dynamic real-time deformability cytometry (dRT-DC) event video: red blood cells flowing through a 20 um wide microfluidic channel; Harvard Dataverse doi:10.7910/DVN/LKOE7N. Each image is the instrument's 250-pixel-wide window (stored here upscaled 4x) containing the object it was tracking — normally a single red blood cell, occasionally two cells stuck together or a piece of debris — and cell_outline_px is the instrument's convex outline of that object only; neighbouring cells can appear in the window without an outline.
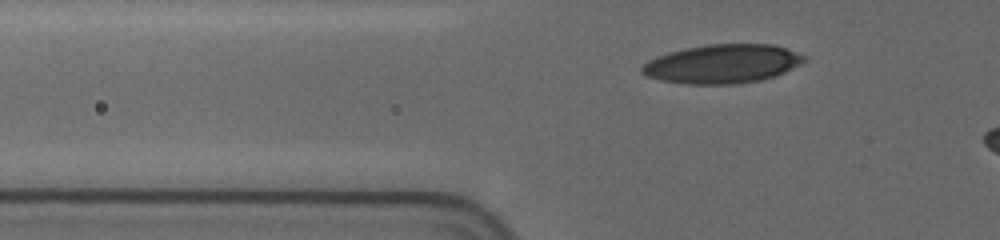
{"species": "human", "species_latin": "Homo sapiens", "temperature_condition": "cold", "stored_images_in_passage": 41, "camera_frame_rate_fps": 3000, "um_per_image_px": 0.085, "donor": {"sex": "female"}, "frame": {"image": 1, "passage_image": 3, "time_ms": 0.667, "image_size_px": [1000, 240], "cell_outline_px": [[808, 60], [776, 76], [760, 80], [732, 84], [684, 84], [660, 80], [648, 76], [640, 72], [640, 68], [648, 60], [656, 56], [668, 52], [684, 48], [708, 44], [772, 44], [808, 56]], "centroid_in_image_um": [61.4, 5.42], "position_along_channel_um": 64.4, "area_um2": 36.88}}
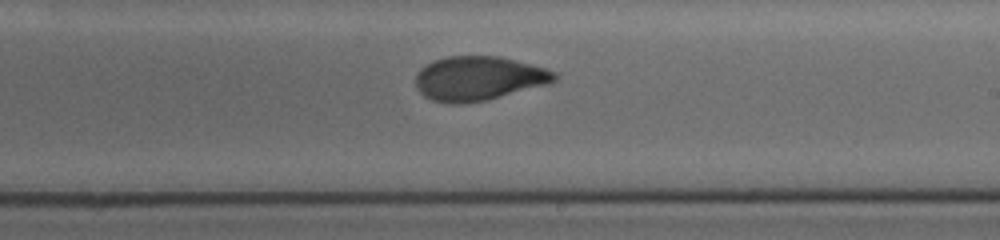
{"frame": {"image": 2, "passage_image": 23, "time_ms": 6.0, "image_size_px": [1000, 240], "cell_outline_px": [[560, 76], [556, 80], [544, 84], [484, 100], [460, 104], [452, 104], [432, 100], [424, 96], [416, 88], [416, 76], [420, 68], [436, 60], [448, 56], [500, 56], [544, 68], [556, 72]], "centroid_in_image_um": [40.64, 6.66], "position_along_channel_um": 248.4, "area_um2": 35.2}}
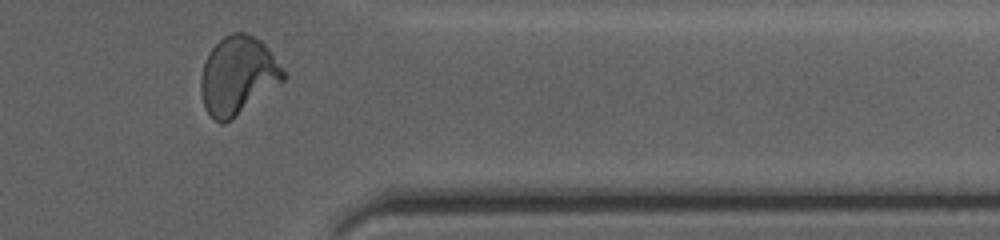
{"frame": {"image": 3, "passage_image": 38, "time_ms": 10.0, "image_size_px": [1000, 240], "cell_outline_px": [[288, 76], [284, 80], [232, 120], [224, 124], [220, 124], [204, 108], [200, 92], [200, 80], [204, 64], [212, 48], [224, 36], [232, 32], [244, 32], [260, 40], [268, 48]], "centroid_in_image_um": [20.21, 6.44], "position_along_channel_um": 391.2, "area_um2": 37.4}, "authors_computed_cell_mechanics": {"area_um2": 36.0094, "velocity_mm_per_s": 3.6886, "shape_relaxation_time_tau1_ms": 9.5276, "shape_relaxation_time_tau2_ms": 1.1998, "deformation_change_tau1": 0.2467, "deformation_change_tau2": 0.0663}}